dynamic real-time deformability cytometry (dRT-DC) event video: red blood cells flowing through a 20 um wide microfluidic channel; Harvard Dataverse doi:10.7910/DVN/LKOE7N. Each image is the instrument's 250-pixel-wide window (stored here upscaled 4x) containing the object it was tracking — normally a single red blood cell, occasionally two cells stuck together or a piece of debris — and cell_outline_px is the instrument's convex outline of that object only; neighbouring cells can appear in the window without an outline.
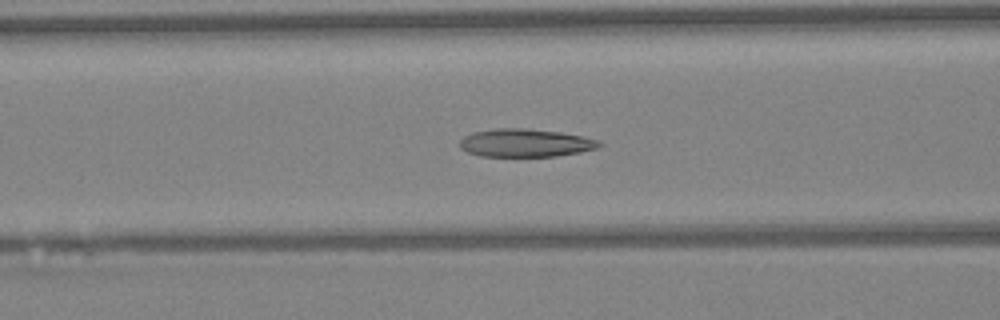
{"species": "Egyptian fruit bat (a non-hibernating species)", "species_latin": "Rousettus aegyptiacus", "temperature_condition": "warm", "stored_images_in_passage": 38, "camera_frame_rate_fps": 3000, "um_per_image_px": 0.085, "animal": {"sex": "female"}, "frame": {"image": 1, "passage_image": 10, "time_ms": 3.0, "image_size_px": [1000, 320], "cell_outline_px": [[604, 144], [596, 148], [580, 152], [556, 156], [480, 156], [468, 152], [460, 148], [460, 140], [464, 136], [472, 132], [496, 128], [524, 128], [560, 132], [600, 140]], "centroid_in_image_um": [44.65, 12.14], "position_along_channel_um": 122.0, "area_um2": 22.77}}
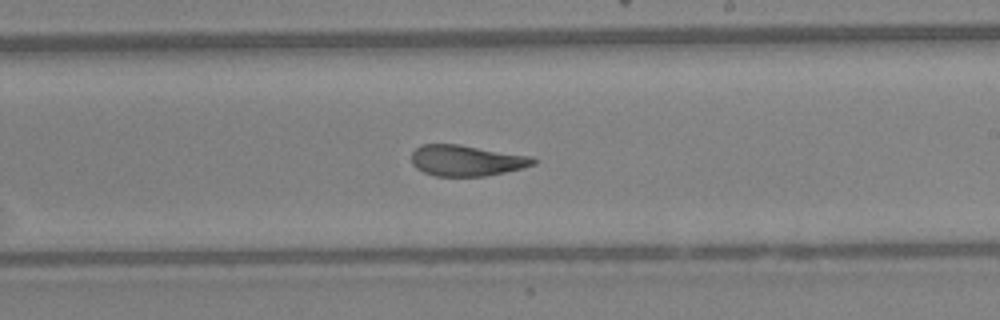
{"frame": {"image": 2, "passage_image": 19, "time_ms": 6.0, "image_size_px": [1000, 320], "cell_outline_px": [[540, 160], [536, 164], [504, 172], [484, 176], [436, 176], [424, 172], [416, 168], [412, 164], [412, 152], [420, 144], [456, 144], [532, 156]], "centroid_in_image_um": [39.66, 13.64], "position_along_channel_um": 249.3, "area_um2": 21.91}}
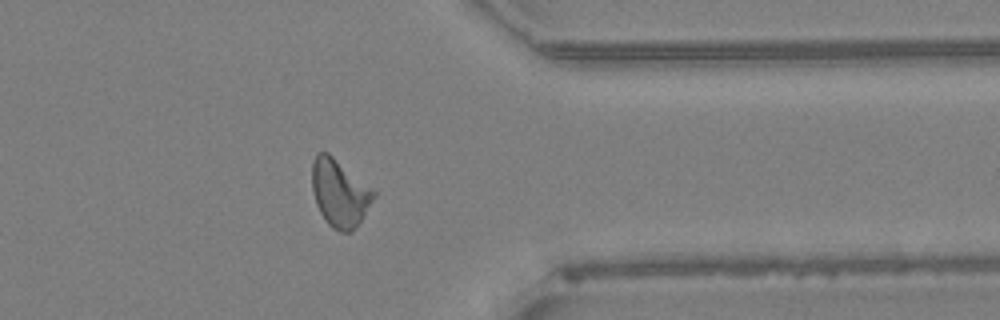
{"frame": {"image": 3, "passage_image": 29, "time_ms": 9.333, "image_size_px": [1000, 320], "cell_outline_px": [[376, 196], [352, 232], [340, 232], [332, 228], [324, 220], [316, 204], [312, 188], [312, 160], [316, 152], [328, 152], [376, 192]], "centroid_in_image_um": [28.84, 16.41], "position_along_channel_um": 382.6, "area_um2": 24.04}, "authors_computed_cell_mechanics": {"area_um2": 23.0044, "velocity_mm_per_s": 4.2764, "shape_relaxation_time_tau1_ms": 11.3534, "shape_relaxation_time_tau2_ms": 2.1111, "deformation_change_tau1": 0.28, "deformation_change_tau2": 0.1093}}